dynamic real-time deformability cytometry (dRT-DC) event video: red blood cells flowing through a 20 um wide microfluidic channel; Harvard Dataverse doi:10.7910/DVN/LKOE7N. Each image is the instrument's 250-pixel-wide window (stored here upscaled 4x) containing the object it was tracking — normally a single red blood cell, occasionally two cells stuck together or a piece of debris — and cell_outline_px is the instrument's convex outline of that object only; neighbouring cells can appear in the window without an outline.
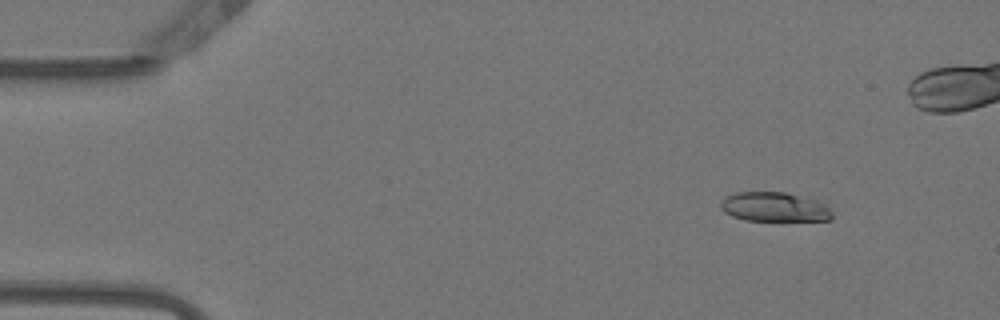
{"species": "Egyptian fruit bat (a non-hibernating species)", "species_latin": "Rousettus aegyptiacus", "temperature_condition": "warm", "stored_images_in_passage": 47, "camera_frame_rate_fps": 3000, "um_per_image_px": 0.085, "animal": {"sex": "female"}, "frame": {"image": 1, "passage_image": 5, "time_ms": 1.333, "image_size_px": [1000, 320], "cell_outline_px": [[832, 220], [744, 220], [732, 216], [724, 212], [720, 208], [720, 204], [728, 196], [736, 192], [784, 192], [816, 200], [828, 204], [832, 212]], "centroid_in_image_um": [65.86, 17.59], "position_along_channel_um": 19.1, "area_um2": 19.02}}
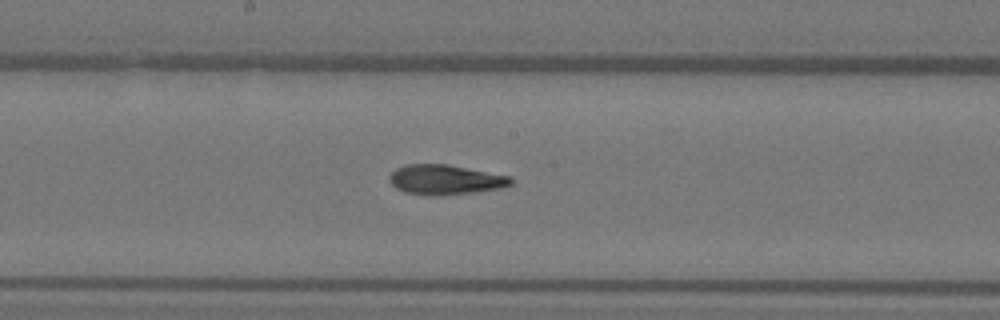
{"frame": {"image": 2, "passage_image": 27, "time_ms": 8.667, "image_size_px": [1000, 320], "cell_outline_px": [[512, 184], [504, 188], [472, 192], [432, 196], [428, 196], [404, 192], [396, 188], [388, 180], [388, 176], [396, 168], [408, 164], [448, 164], [512, 176]], "centroid_in_image_um": [37.85, 15.27], "position_along_channel_um": 210.3, "area_um2": 21.33}}
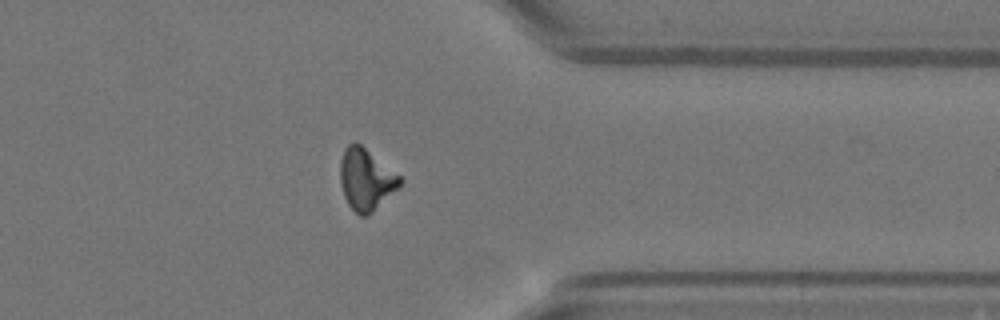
{"frame": {"image": 3, "passage_image": 41, "time_ms": 13.333, "image_size_px": [1000, 320], "cell_outline_px": [[404, 180], [400, 188], [368, 216], [360, 216], [348, 204], [344, 196], [340, 184], [340, 160], [344, 148], [348, 144], [360, 144], [400, 176]], "centroid_in_image_um": [31.12, 15.28], "position_along_channel_um": 380.3, "area_um2": 21.44}, "authors_computed_cell_mechanics": {"area_um2": 20.9236, "velocity_mm_per_s": 3.8424, "shape_relaxation_time_tau1_ms": 11.1321, "shape_relaxation_time_tau2_ms": 2.945, "deformation_change_tau1": 0.2834, "deformation_change_tau2": 0.0971}}